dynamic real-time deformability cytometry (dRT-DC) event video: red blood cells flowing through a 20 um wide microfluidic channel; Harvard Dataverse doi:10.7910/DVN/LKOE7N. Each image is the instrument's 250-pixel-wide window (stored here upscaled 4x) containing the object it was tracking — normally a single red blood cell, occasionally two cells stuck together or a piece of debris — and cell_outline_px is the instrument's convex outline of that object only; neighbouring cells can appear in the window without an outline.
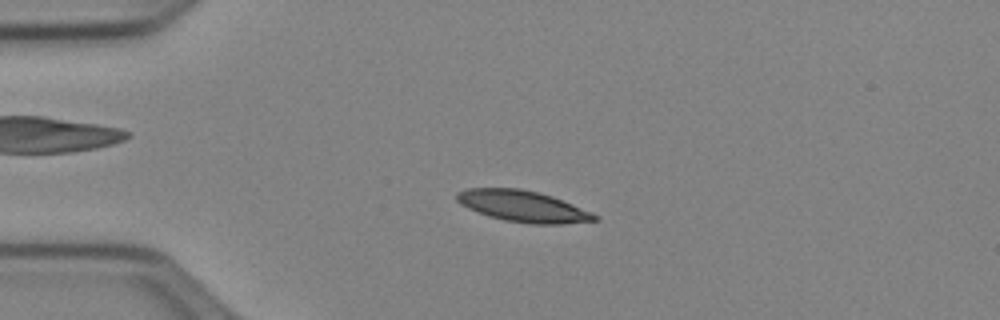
{"species": "Egyptian fruit bat (a non-hibernating species)", "species_latin": "Rousettus aegyptiacus", "temperature_condition": "cold", "stored_images_in_passage": 51, "camera_frame_rate_fps": 3000, "um_per_image_px": 0.085, "animal": {"sex": "female"}, "frame": {"image": 1, "passage_image": 12, "time_ms": 3.667, "image_size_px": [1000, 320], "cell_outline_px": [[600, 220], [560, 224], [532, 224], [504, 220], [468, 208], [460, 204], [456, 200], [456, 192], [468, 188], [520, 188], [540, 192], [552, 196], [592, 212], [600, 216]], "centroid_in_image_um": [44.48, 17.52], "position_along_channel_um": 40.5, "area_um2": 25.09}}
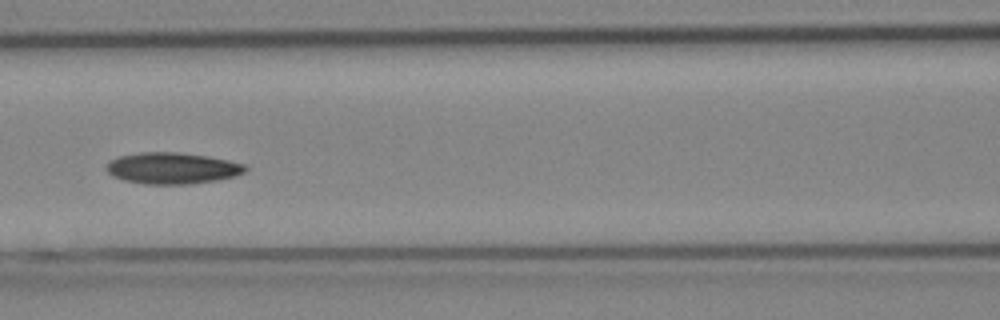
{"frame": {"image": 2, "passage_image": 23, "time_ms": 7.333, "image_size_px": [1000, 320], "cell_outline_px": [[248, 168], [244, 172], [236, 176], [216, 180], [192, 184], [144, 184], [124, 180], [112, 176], [104, 168], [108, 160], [120, 156], [140, 152], [176, 152], [208, 156], [228, 160], [244, 164]], "centroid_in_image_um": [14.61, 14.3], "position_along_channel_um": 152.0, "area_um2": 25.55}}
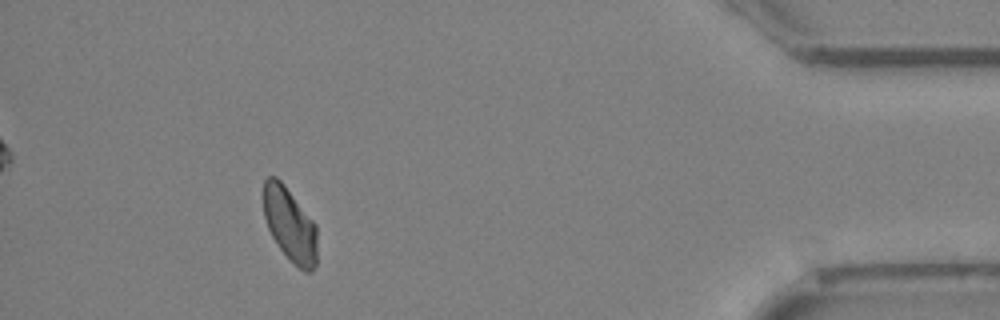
{"frame": {"image": 3, "passage_image": 47, "time_ms": 15.333, "image_size_px": [1000, 320], "cell_outline_px": [[316, 264], [312, 272], [304, 272], [280, 248], [272, 236], [268, 228], [264, 216], [264, 180], [268, 176], [276, 176], [284, 184], [316, 224]], "centroid_in_image_um": [24.64, 19.07], "position_along_channel_um": 410.6, "area_um2": 22.77}, "authors_computed_cell_mechanics": {"area_um2": 24.0448, "velocity_mm_per_s": 3.911, "shape_relaxation_time_tau1_ms": 5.2819, "shape_relaxation_time_tau2_ms": null, "deformation_change_tau1": 0.1298, "deformation_change_tau2": null}}